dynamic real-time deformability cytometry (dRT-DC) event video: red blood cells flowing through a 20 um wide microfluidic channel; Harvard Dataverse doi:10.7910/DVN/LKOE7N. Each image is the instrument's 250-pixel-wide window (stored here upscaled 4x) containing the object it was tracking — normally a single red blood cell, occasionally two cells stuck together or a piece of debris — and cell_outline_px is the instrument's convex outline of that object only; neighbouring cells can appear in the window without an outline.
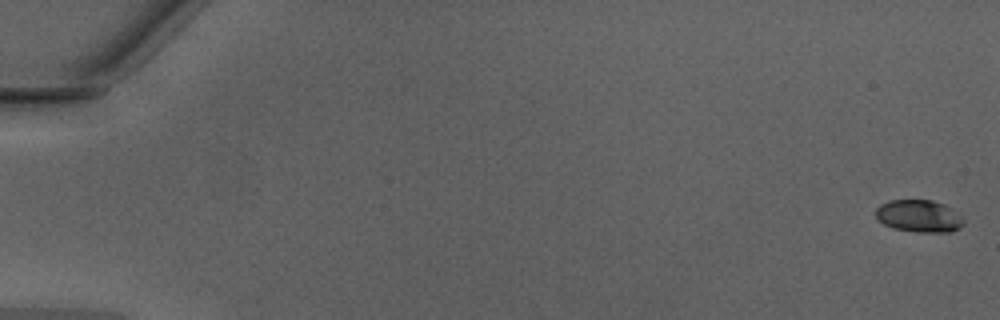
{"species": "Egyptian fruit bat (a non-hibernating species)", "species_latin": "Rousettus aegyptiacus", "temperature_condition": "warm", "stored_images_in_passage": 49, "camera_frame_rate_fps": 3000, "um_per_image_px": 0.085, "animal": {"sex": "male"}, "frame": {"image": 1, "passage_image": 1, "time_ms": 0.0, "image_size_px": [1000, 320], "cell_outline_px": [[964, 224], [960, 228], [952, 232], [916, 232], [892, 228], [884, 224], [876, 216], [876, 208], [880, 204], [888, 200], [932, 200], [944, 204], [960, 216], [964, 220]], "centroid_in_image_um": [78.11, 18.37], "position_along_channel_um": 6.9, "area_um2": 16.53}}
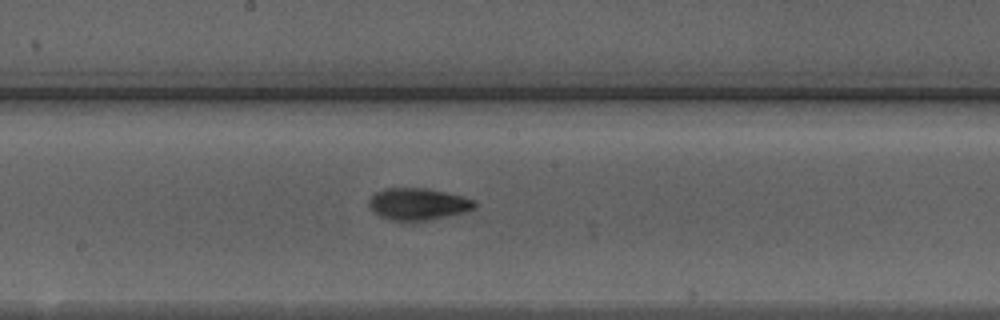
{"frame": {"image": 2, "passage_image": 28, "time_ms": 9.0, "image_size_px": [1000, 320], "cell_outline_px": [[476, 208], [464, 212], [428, 220], [392, 220], [380, 216], [368, 208], [368, 200], [376, 192], [384, 188], [428, 188], [476, 200]], "centroid_in_image_um": [35.51, 17.33], "position_along_channel_um": 212.7, "area_um2": 19.54}}
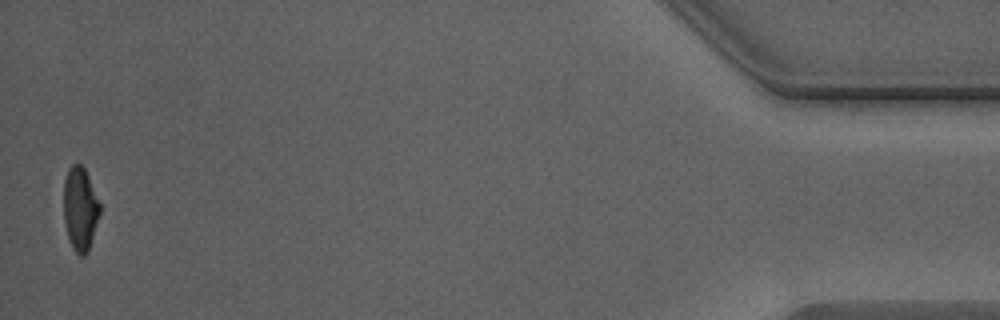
{"frame": {"image": 3, "passage_image": 49, "time_ms": 16.0, "image_size_px": [1000, 320], "cell_outline_px": [[100, 212], [88, 252], [84, 256], [80, 256], [72, 248], [68, 240], [64, 220], [64, 180], [68, 168], [72, 164], [80, 164], [84, 168], [88, 176], [100, 204]], "centroid_in_image_um": [6.8, 17.76], "position_along_channel_um": 428.4, "area_um2": 17.57}, "authors_computed_cell_mechanics": {"area_um2": 18.2648, "velocity_mm_per_s": 4.3075, "shape_relaxation_time_tau1_ms": 2.5012, "shape_relaxation_time_tau2_ms": 2.5794, "deformation_change_tau1": 0.1532, "deformation_change_tau2": 0.0867}}